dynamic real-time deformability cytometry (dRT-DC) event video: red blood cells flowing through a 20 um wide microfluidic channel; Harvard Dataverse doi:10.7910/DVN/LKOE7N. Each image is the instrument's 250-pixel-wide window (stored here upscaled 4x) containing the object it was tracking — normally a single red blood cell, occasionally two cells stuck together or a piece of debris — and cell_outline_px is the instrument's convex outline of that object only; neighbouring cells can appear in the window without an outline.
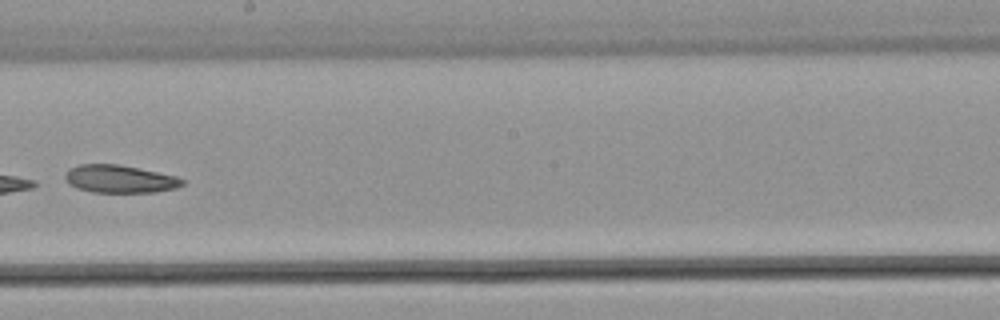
{"species": "common noctule bat (a hibernating species)", "species_latin": "Nyctalus noctula", "temperature_condition": "warm", "stored_images_in_passage": 40, "camera_frame_rate_fps": 3000, "um_per_image_px": 0.085, "animal": {"sex": "male", "body_mass_g": 21.5, "forearm_length_mm": 52.0}, "frame": {"image": 1, "passage_image": 23, "time_ms": 7.333, "image_size_px": [1000, 320], "cell_outline_px": [[184, 184], [176, 188], [156, 192], [92, 192], [76, 188], [68, 184], [64, 180], [64, 172], [68, 168], [80, 164], [120, 164], [176, 176], [184, 180]], "centroid_in_image_um": [10.12, 15.21], "position_along_channel_um": 238.1, "area_um2": 19.19}}